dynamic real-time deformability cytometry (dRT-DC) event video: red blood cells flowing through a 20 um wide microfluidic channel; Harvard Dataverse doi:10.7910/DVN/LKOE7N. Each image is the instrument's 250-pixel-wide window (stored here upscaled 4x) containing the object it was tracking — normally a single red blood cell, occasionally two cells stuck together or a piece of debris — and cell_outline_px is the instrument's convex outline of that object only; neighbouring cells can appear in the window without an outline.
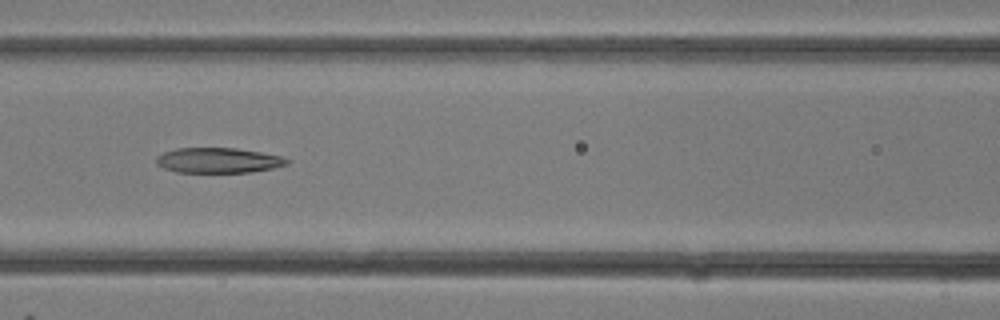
{"species": "common noctule bat (a hibernating species)", "species_latin": "Nyctalus noctula", "temperature_condition": "room temperature", "stored_images_in_passage": 28, "camera_frame_rate_fps": 3000, "um_per_image_px": 0.085, "animal": {"sex": "female"}, "frame": {"image": 1, "passage_image": 13, "time_ms": 4.0, "image_size_px": [1000, 320], "cell_outline_px": [[292, 160], [288, 164], [272, 168], [252, 172], [176, 172], [164, 168], [156, 164], [156, 156], [164, 152], [176, 148], [236, 148], [260, 152], [280, 156]], "centroid_in_image_um": [18.55, 13.63], "position_along_channel_um": 148.1, "area_um2": 19.19}}